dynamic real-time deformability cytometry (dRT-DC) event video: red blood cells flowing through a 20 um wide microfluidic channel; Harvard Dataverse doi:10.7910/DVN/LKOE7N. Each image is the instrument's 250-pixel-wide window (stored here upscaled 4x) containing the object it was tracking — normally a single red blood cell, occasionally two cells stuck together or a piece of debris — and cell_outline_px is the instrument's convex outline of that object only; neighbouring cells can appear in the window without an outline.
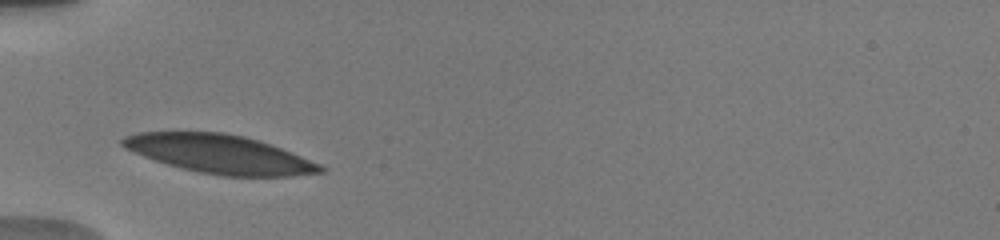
{"species": "human", "species_latin": "Homo sapiens", "temperature_condition": "warm", "stored_images_in_passage": 13, "camera_frame_rate_fps": 3000, "um_per_image_px": 0.085, "donor": {"sex": "male"}, "frame": {"image": 1, "passage_image": 1, "time_ms": 0.0, "image_size_px": [1000, 240], "cell_outline_px": [[328, 168], [324, 172], [288, 176], [224, 176], [200, 172], [168, 164], [144, 156], [124, 148], [120, 144], [120, 140], [124, 136], [140, 132], [224, 132], [244, 136], [260, 140], [320, 164]], "centroid_in_image_um": [18.67, 13.09], "position_along_channel_um": 66.3, "area_um2": 44.1}}
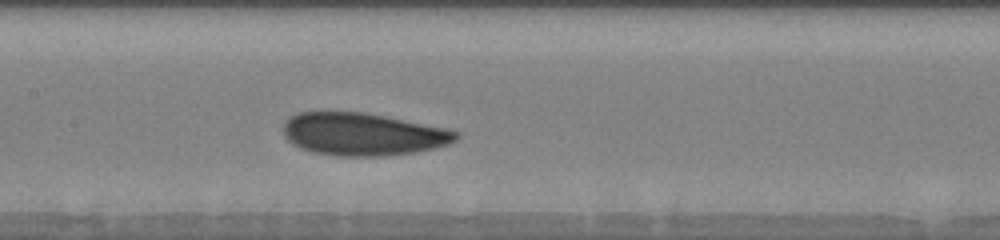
{"frame": {"image": 2, "passage_image": 4, "time_ms": 3.0, "image_size_px": [1000, 240], "cell_outline_px": [[460, 136], [456, 140], [448, 144], [416, 152], [384, 156], [336, 156], [312, 152], [300, 148], [292, 144], [284, 136], [284, 124], [288, 116], [296, 112], [364, 112], [444, 128], [460, 132]], "centroid_in_image_um": [30.8, 11.41], "position_along_channel_um": 176.6, "area_um2": 42.89}}
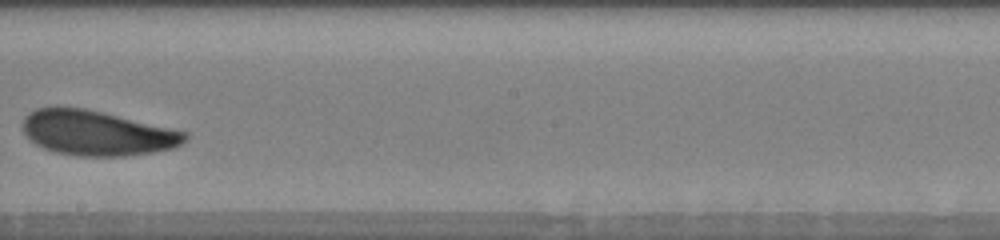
{"frame": {"image": 3, "passage_image": 6, "time_ms": 4.667, "image_size_px": [1000, 240], "cell_outline_px": [[188, 140], [172, 148], [152, 152], [124, 156], [80, 156], [56, 152], [44, 148], [36, 144], [24, 132], [24, 116], [28, 112], [36, 108], [84, 108], [172, 128], [188, 132]], "centroid_in_image_um": [8.27, 11.31], "position_along_channel_um": 239.9, "area_um2": 42.02}, "authors_computed_cell_mechanics": {"area_um2": 42.194, "velocity_mm_per_s": 3.8073, "shape_relaxation_time_tau1_ms": 1.9785, "shape_relaxation_time_tau2_ms": 3.0728, "deformation_change_tau1": 0.0841, "deformation_change_tau2": 0.0732}}